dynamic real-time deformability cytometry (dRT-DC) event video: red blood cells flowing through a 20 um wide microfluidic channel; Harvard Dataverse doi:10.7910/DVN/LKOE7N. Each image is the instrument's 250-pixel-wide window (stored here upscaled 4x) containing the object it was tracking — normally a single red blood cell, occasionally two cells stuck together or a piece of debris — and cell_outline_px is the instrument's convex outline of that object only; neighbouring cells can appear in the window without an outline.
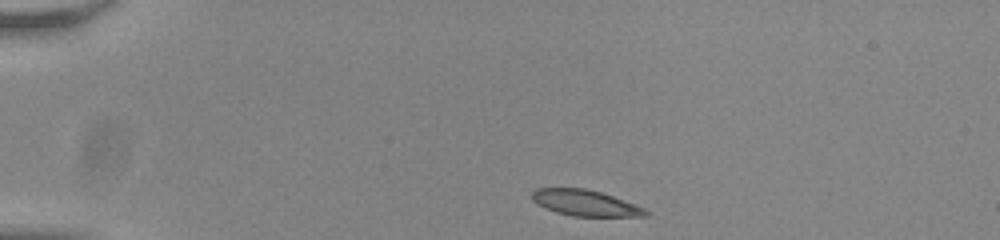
{"species": "common noctule bat (a hibernating species)", "species_latin": "Nyctalus noctula", "temperature_condition": "room temperature", "stored_images_in_passage": 44, "camera_frame_rate_fps": 3000, "um_per_image_px": 0.085, "animal": {"sex": "male", "body_mass_g": 20.0, "forearm_length_mm": 53.3}, "frame": {"image": 1, "passage_image": 1, "time_ms": 0.0, "image_size_px": [1000, 240], "cell_outline_px": [[648, 216], [572, 216], [556, 212], [544, 208], [536, 204], [532, 200], [532, 192], [536, 188], [584, 188], [600, 192], [612, 196], [644, 208], [648, 212]], "centroid_in_image_um": [49.69, 17.25], "position_along_channel_um": 35.3, "area_um2": 17.05}}
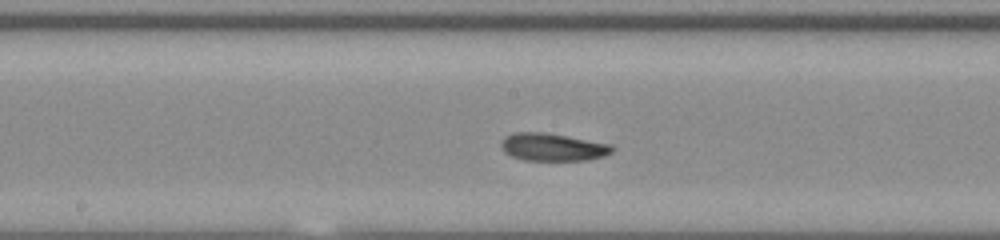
{"frame": {"image": 2, "passage_image": 19, "time_ms": 6.0, "image_size_px": [1000, 240], "cell_outline_px": [[616, 148], [612, 152], [604, 156], [588, 160], [524, 160], [512, 156], [504, 152], [500, 144], [504, 136], [512, 132], [544, 132], [568, 136], [612, 144]], "centroid_in_image_um": [46.99, 12.49], "position_along_channel_um": 201.2, "area_um2": 18.09}}
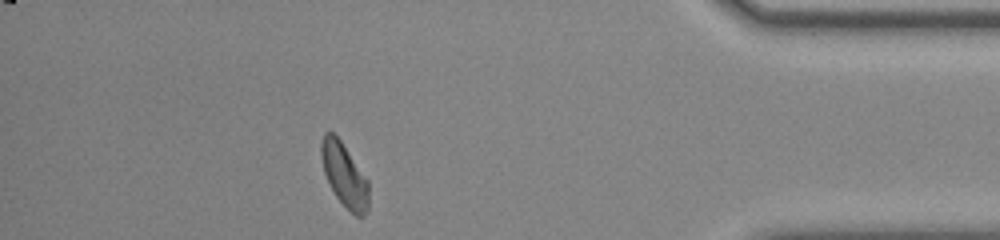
{"frame": {"image": 3, "passage_image": 38, "time_ms": 12.333, "image_size_px": [1000, 240], "cell_outline_px": [[368, 212], [364, 216], [356, 216], [336, 196], [324, 172], [320, 152], [320, 144], [324, 132], [332, 132], [340, 140], [368, 180]], "centroid_in_image_um": [29.27, 14.86], "position_along_channel_um": 405.9, "area_um2": 17.22}, "authors_computed_cell_mechanics": {"area_um2": 17.5712, "velocity_mm_per_s": 3.8085, "shape_relaxation_time_tau1_ms": 6.6561, "shape_relaxation_time_tau2_ms": null, "deformation_change_tau1": 0.1491, "deformation_change_tau2": null}}